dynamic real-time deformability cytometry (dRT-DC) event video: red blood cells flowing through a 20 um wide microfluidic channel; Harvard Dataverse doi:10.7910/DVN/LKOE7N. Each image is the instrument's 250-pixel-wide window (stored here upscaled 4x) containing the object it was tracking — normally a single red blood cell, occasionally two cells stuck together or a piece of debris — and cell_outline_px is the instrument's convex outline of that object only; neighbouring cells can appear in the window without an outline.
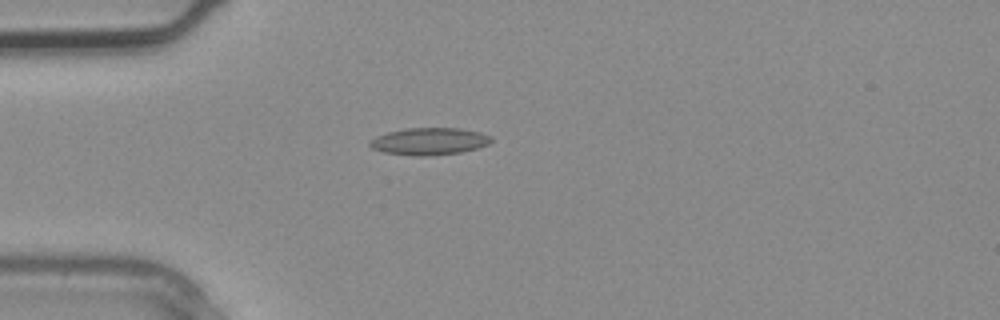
{"species": "common noctule bat (a hibernating species)", "species_latin": "Nyctalus noctula", "temperature_condition": "warm", "stored_images_in_passage": 1, "camera_frame_rate_fps": 3000, "um_per_image_px": 0.085, "animal": {"sex": "male", "body_mass_g": 20.4}, "frame": {"image": 1, "passage_image": 1, "time_ms": 0.0, "image_size_px": [1000, 320], "cell_outline_px": [[492, 140], [488, 144], [476, 148], [460, 152], [424, 156], [416, 156], [384, 152], [372, 148], [368, 144], [376, 136], [388, 132], [404, 128], [460, 128], [480, 132], [492, 136]], "centroid_in_image_um": [36.49, 12.0], "position_along_channel_um": 48.5, "area_um2": 19.07}}